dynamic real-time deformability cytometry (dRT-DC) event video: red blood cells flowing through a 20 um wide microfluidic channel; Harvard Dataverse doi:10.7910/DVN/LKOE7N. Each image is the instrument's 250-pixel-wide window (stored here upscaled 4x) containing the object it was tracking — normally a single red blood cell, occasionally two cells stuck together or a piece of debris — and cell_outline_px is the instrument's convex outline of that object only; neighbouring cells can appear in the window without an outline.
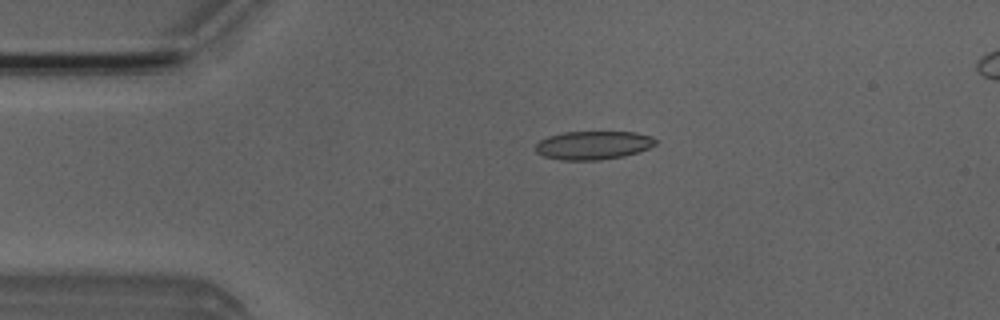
{"species": "Egyptian fruit bat (a non-hibernating species)", "species_latin": "Rousettus aegyptiacus", "temperature_condition": "room temperature", "stored_images_in_passage": 43, "camera_frame_rate_fps": 3000, "um_per_image_px": 0.085, "animal": {"sex": "male"}, "frame": {"image": 1, "passage_image": 2, "time_ms": 0.333, "image_size_px": [1000, 320], "cell_outline_px": [[656, 144], [640, 152], [624, 156], [600, 160], [564, 160], [544, 156], [536, 152], [536, 144], [540, 140], [548, 136], [564, 132], [636, 132], [652, 136], [656, 140]], "centroid_in_image_um": [50.45, 12.34], "position_along_channel_um": 34.6, "area_um2": 19.94}}
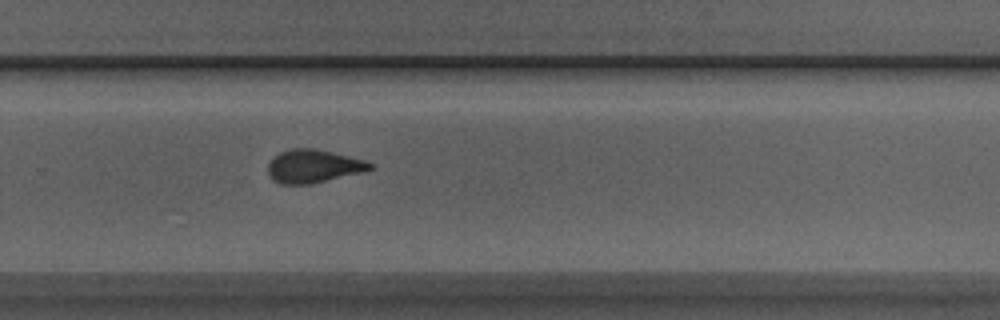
{"frame": {"image": 2, "passage_image": 25, "time_ms": 8.0, "image_size_px": [1000, 320], "cell_outline_px": [[372, 168], [368, 172], [308, 184], [280, 184], [272, 180], [268, 172], [268, 164], [280, 152], [292, 148], [316, 148], [364, 160], [372, 164]], "centroid_in_image_um": [26.66, 14.13], "position_along_channel_um": 303.1, "area_um2": 19.77}}
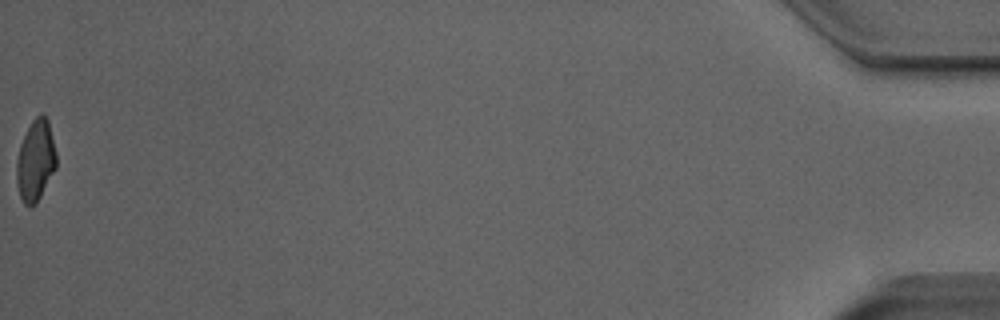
{"frame": {"image": 3, "passage_image": 43, "time_ms": 14.0, "image_size_px": [1000, 320], "cell_outline_px": [[56, 168], [36, 204], [28, 208], [24, 204], [20, 196], [16, 180], [16, 160], [20, 144], [32, 120], [40, 112], [48, 120], [56, 152]], "centroid_in_image_um": [3.01, 13.67], "position_along_channel_um": 432.2, "area_um2": 18.84}, "authors_computed_cell_mechanics": {"area_um2": 19.8254, "velocity_mm_per_s": 3.9636, "shape_relaxation_time_tau1_ms": 5.704, "shape_relaxation_time_tau2_ms": 1.5649, "deformation_change_tau1": 0.1665, "deformation_change_tau2": 0.0852}}